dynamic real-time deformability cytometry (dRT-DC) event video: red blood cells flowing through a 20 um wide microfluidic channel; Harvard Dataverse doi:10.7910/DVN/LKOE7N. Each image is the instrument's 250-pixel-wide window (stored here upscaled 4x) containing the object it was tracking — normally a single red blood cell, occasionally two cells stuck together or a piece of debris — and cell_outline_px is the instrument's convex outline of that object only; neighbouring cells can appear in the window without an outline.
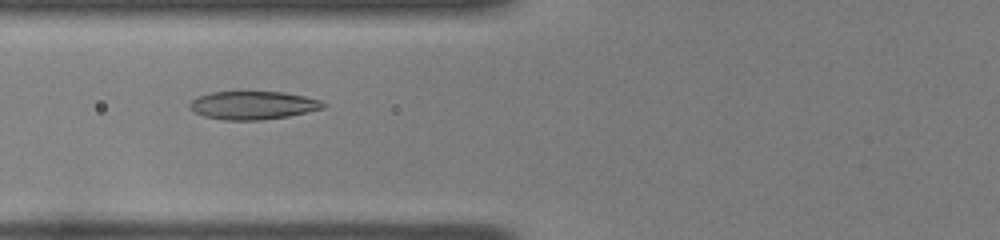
{"species": "common noctule bat (a hibernating species)", "species_latin": "Nyctalus noctula", "temperature_condition": "room temperature", "stored_images_in_passage": 47, "camera_frame_rate_fps": 3000, "um_per_image_px": 0.085, "animal": {"sex": "female", "body_mass_g": 22.0, "forearm_length_mm": 56.7}, "frame": {"image": 1, "passage_image": 17, "time_ms": 5.333, "image_size_px": [1000, 240], "cell_outline_px": [[328, 104], [324, 108], [288, 116], [260, 120], [224, 120], [204, 116], [188, 108], [188, 104], [196, 96], [212, 92], [284, 92], [304, 96], [320, 100]], "centroid_in_image_um": [21.49, 8.94], "position_along_channel_um": 104.3, "area_um2": 21.96}}
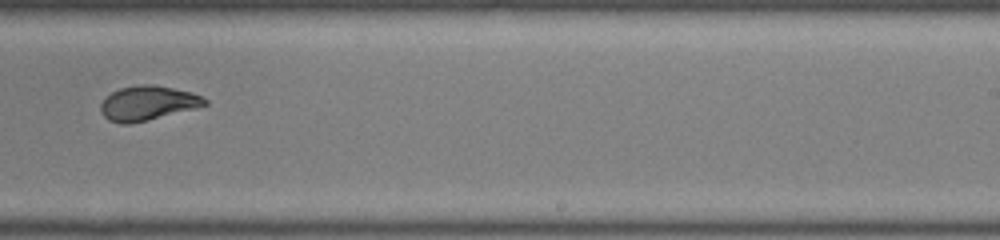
{"frame": {"image": 2, "passage_image": 30, "time_ms": 9.667, "image_size_px": [1000, 240], "cell_outline_px": [[208, 104], [196, 108], [132, 124], [120, 124], [108, 120], [100, 112], [100, 104], [112, 92], [120, 88], [140, 84], [152, 84], [192, 92], [208, 100]], "centroid_in_image_um": [12.55, 8.77], "position_along_channel_um": 276.5, "area_um2": 20.92}}
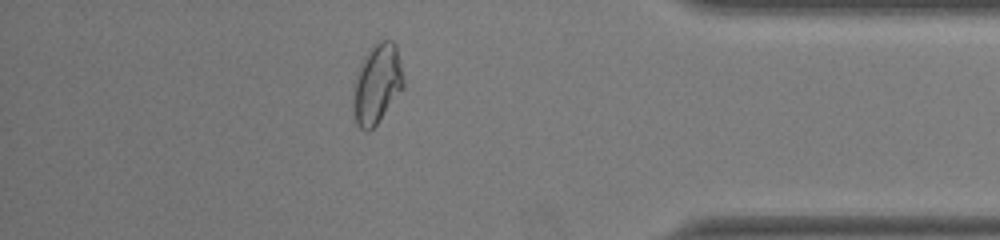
{"frame": {"image": 3, "passage_image": 41, "time_ms": 13.333, "image_size_px": [1000, 240], "cell_outline_px": [[404, 88], [376, 124], [368, 132], [360, 128], [356, 124], [352, 112], [352, 88], [356, 72], [368, 48], [372, 44], [380, 40], [392, 40], [396, 44], [404, 76]], "centroid_in_image_um": [32.02, 7.11], "position_along_channel_um": 403.2, "area_um2": 23.99}, "authors_computed_cell_mechanics": {"area_um2": 21.675, "velocity_mm_per_s": 3.9783, "shape_relaxation_time_tau1_ms": 7.7437, "shape_relaxation_time_tau2_ms": 0.6665, "deformation_change_tau1": 0.2576, "deformation_change_tau2": 0.0407}}